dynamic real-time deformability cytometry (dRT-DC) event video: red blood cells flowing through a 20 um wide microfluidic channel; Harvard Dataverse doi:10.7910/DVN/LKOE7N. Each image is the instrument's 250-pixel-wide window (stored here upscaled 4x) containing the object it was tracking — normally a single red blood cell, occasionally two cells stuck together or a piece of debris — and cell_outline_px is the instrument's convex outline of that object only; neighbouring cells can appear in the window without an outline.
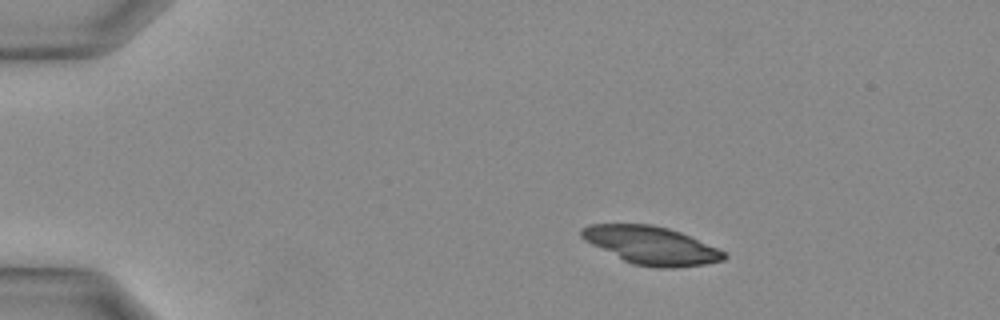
{"species": "Egyptian fruit bat (a non-hibernating species)", "species_latin": "Rousettus aegyptiacus", "temperature_condition": "warm", "stored_images_in_passage": 8, "camera_frame_rate_fps": 3000, "um_per_image_px": 0.085, "animal": {"sex": "female"}, "frame": {"image": 1, "passage_image": 1, "time_ms": 0.0, "image_size_px": [1000, 320], "cell_outline_px": [[728, 256], [724, 260], [704, 264], [672, 268], [660, 268], [632, 264], [584, 240], [580, 236], [580, 228], [588, 224], [652, 224], [668, 228], [680, 232], [716, 248], [724, 252]], "centroid_in_image_um": [55.32, 20.85], "position_along_channel_um": 29.7, "area_um2": 31.21}}